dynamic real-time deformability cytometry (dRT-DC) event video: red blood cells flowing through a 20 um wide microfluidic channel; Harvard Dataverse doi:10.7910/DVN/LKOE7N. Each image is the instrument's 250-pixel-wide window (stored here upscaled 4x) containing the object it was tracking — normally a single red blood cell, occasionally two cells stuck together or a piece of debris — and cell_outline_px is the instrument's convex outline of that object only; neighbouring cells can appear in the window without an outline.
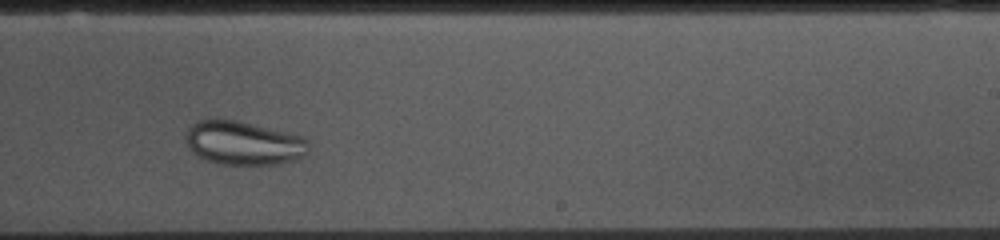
{"species": "common noctule bat (a hibernating species)", "species_latin": "Nyctalus noctula", "temperature_condition": "cold", "stored_images_in_passage": 35, "camera_frame_rate_fps": 3000, "um_per_image_px": 0.085, "animal": {"sex": "female", "body_mass_g": 10.0, "forearm_length_mm": 53.1}, "frame": {"image": 1, "passage_image": 25, "time_ms": 8.0, "image_size_px": [1000, 240], "cell_outline_px": [[308, 152], [304, 156], [280, 164], [220, 164], [208, 160], [192, 152], [188, 144], [188, 128], [192, 124], [200, 120], [212, 116], [236, 120], [300, 136], [308, 140]], "centroid_in_image_um": [20.69, 12.14], "position_along_channel_um": 268.3, "area_um2": 31.1}}
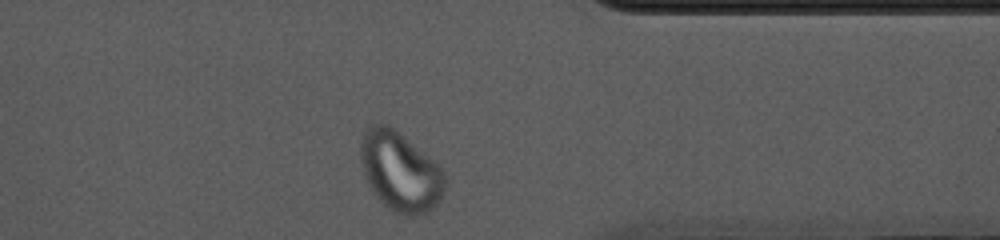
{"frame": {"image": 2, "passage_image": 35, "time_ms": 11.333, "image_size_px": [1000, 240], "cell_outline_px": [[444, 188], [436, 204], [432, 208], [416, 216], [404, 216], [388, 208], [372, 192], [368, 184], [360, 160], [360, 140], [364, 132], [368, 128], [376, 124], [388, 124], [440, 164], [444, 168]], "centroid_in_image_um": [34.01, 14.57], "position_along_channel_um": 377.4, "area_um2": 38.9}}